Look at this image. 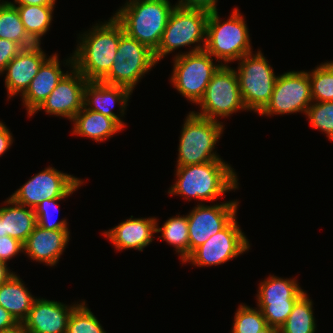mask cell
<instances>
[{
    "label": "cell",
    "mask_w": 333,
    "mask_h": 333,
    "mask_svg": "<svg viewBox=\"0 0 333 333\" xmlns=\"http://www.w3.org/2000/svg\"><path fill=\"white\" fill-rule=\"evenodd\" d=\"M209 13L203 9L175 6L169 16L161 42L154 52L156 62L181 47H189L190 50L185 51L186 54L204 50Z\"/></svg>",
    "instance_id": "obj_6"
},
{
    "label": "cell",
    "mask_w": 333,
    "mask_h": 333,
    "mask_svg": "<svg viewBox=\"0 0 333 333\" xmlns=\"http://www.w3.org/2000/svg\"><path fill=\"white\" fill-rule=\"evenodd\" d=\"M17 324L18 322L13 318V316L0 306V331L12 328Z\"/></svg>",
    "instance_id": "obj_39"
},
{
    "label": "cell",
    "mask_w": 333,
    "mask_h": 333,
    "mask_svg": "<svg viewBox=\"0 0 333 333\" xmlns=\"http://www.w3.org/2000/svg\"><path fill=\"white\" fill-rule=\"evenodd\" d=\"M239 201L229 200L210 205L198 204L187 214L189 256L212 235L224 229L236 216Z\"/></svg>",
    "instance_id": "obj_15"
},
{
    "label": "cell",
    "mask_w": 333,
    "mask_h": 333,
    "mask_svg": "<svg viewBox=\"0 0 333 333\" xmlns=\"http://www.w3.org/2000/svg\"><path fill=\"white\" fill-rule=\"evenodd\" d=\"M156 217L134 218L132 215L115 227L105 230L104 236L118 251L136 249L140 252L155 239Z\"/></svg>",
    "instance_id": "obj_22"
},
{
    "label": "cell",
    "mask_w": 333,
    "mask_h": 333,
    "mask_svg": "<svg viewBox=\"0 0 333 333\" xmlns=\"http://www.w3.org/2000/svg\"><path fill=\"white\" fill-rule=\"evenodd\" d=\"M157 64L152 50L124 33L110 71L100 81L126 87L133 93L138 82Z\"/></svg>",
    "instance_id": "obj_10"
},
{
    "label": "cell",
    "mask_w": 333,
    "mask_h": 333,
    "mask_svg": "<svg viewBox=\"0 0 333 333\" xmlns=\"http://www.w3.org/2000/svg\"><path fill=\"white\" fill-rule=\"evenodd\" d=\"M57 0H13L11 2L15 6L24 5H44V6H55Z\"/></svg>",
    "instance_id": "obj_40"
},
{
    "label": "cell",
    "mask_w": 333,
    "mask_h": 333,
    "mask_svg": "<svg viewBox=\"0 0 333 333\" xmlns=\"http://www.w3.org/2000/svg\"><path fill=\"white\" fill-rule=\"evenodd\" d=\"M159 219L156 220V233H161L159 239L165 240L166 243L172 245L176 251V254H179L182 262L189 257V232H188V219L187 215H180L179 213L176 216L168 218L162 225L159 227Z\"/></svg>",
    "instance_id": "obj_27"
},
{
    "label": "cell",
    "mask_w": 333,
    "mask_h": 333,
    "mask_svg": "<svg viewBox=\"0 0 333 333\" xmlns=\"http://www.w3.org/2000/svg\"><path fill=\"white\" fill-rule=\"evenodd\" d=\"M218 0H177L176 6L181 8L203 9L206 11H218Z\"/></svg>",
    "instance_id": "obj_37"
},
{
    "label": "cell",
    "mask_w": 333,
    "mask_h": 333,
    "mask_svg": "<svg viewBox=\"0 0 333 333\" xmlns=\"http://www.w3.org/2000/svg\"><path fill=\"white\" fill-rule=\"evenodd\" d=\"M80 302L67 305L38 297L22 322L24 330L26 333H66L69 316Z\"/></svg>",
    "instance_id": "obj_18"
},
{
    "label": "cell",
    "mask_w": 333,
    "mask_h": 333,
    "mask_svg": "<svg viewBox=\"0 0 333 333\" xmlns=\"http://www.w3.org/2000/svg\"><path fill=\"white\" fill-rule=\"evenodd\" d=\"M259 333H277V330L274 329L272 326L268 325L265 329H263Z\"/></svg>",
    "instance_id": "obj_43"
},
{
    "label": "cell",
    "mask_w": 333,
    "mask_h": 333,
    "mask_svg": "<svg viewBox=\"0 0 333 333\" xmlns=\"http://www.w3.org/2000/svg\"><path fill=\"white\" fill-rule=\"evenodd\" d=\"M62 63L64 64V67L66 65L69 68H72L73 55L70 54V57L63 61H60L57 53L50 55L30 82L29 87L20 96L23 103L22 105L27 110L28 117L50 95L60 79L68 72L61 69Z\"/></svg>",
    "instance_id": "obj_20"
},
{
    "label": "cell",
    "mask_w": 333,
    "mask_h": 333,
    "mask_svg": "<svg viewBox=\"0 0 333 333\" xmlns=\"http://www.w3.org/2000/svg\"><path fill=\"white\" fill-rule=\"evenodd\" d=\"M0 38L14 41L23 49L36 45L26 33L20 14L12 3L0 5Z\"/></svg>",
    "instance_id": "obj_29"
},
{
    "label": "cell",
    "mask_w": 333,
    "mask_h": 333,
    "mask_svg": "<svg viewBox=\"0 0 333 333\" xmlns=\"http://www.w3.org/2000/svg\"><path fill=\"white\" fill-rule=\"evenodd\" d=\"M73 122L72 135L86 137L97 143L108 141L124 129L115 119L99 112L83 108L70 121Z\"/></svg>",
    "instance_id": "obj_23"
},
{
    "label": "cell",
    "mask_w": 333,
    "mask_h": 333,
    "mask_svg": "<svg viewBox=\"0 0 333 333\" xmlns=\"http://www.w3.org/2000/svg\"><path fill=\"white\" fill-rule=\"evenodd\" d=\"M70 236V230H49L36 225L23 244V254L46 266H56L68 246Z\"/></svg>",
    "instance_id": "obj_21"
},
{
    "label": "cell",
    "mask_w": 333,
    "mask_h": 333,
    "mask_svg": "<svg viewBox=\"0 0 333 333\" xmlns=\"http://www.w3.org/2000/svg\"><path fill=\"white\" fill-rule=\"evenodd\" d=\"M186 115L180 131L176 165L187 166L223 160L214 150L226 129L223 122L198 116L192 111Z\"/></svg>",
    "instance_id": "obj_5"
},
{
    "label": "cell",
    "mask_w": 333,
    "mask_h": 333,
    "mask_svg": "<svg viewBox=\"0 0 333 333\" xmlns=\"http://www.w3.org/2000/svg\"><path fill=\"white\" fill-rule=\"evenodd\" d=\"M0 207L3 235H8L23 244L37 225L34 209L15 202L8 197Z\"/></svg>",
    "instance_id": "obj_24"
},
{
    "label": "cell",
    "mask_w": 333,
    "mask_h": 333,
    "mask_svg": "<svg viewBox=\"0 0 333 333\" xmlns=\"http://www.w3.org/2000/svg\"><path fill=\"white\" fill-rule=\"evenodd\" d=\"M68 69L50 95L29 117L44 110L48 115L71 121L83 108L84 88L88 80L74 66Z\"/></svg>",
    "instance_id": "obj_16"
},
{
    "label": "cell",
    "mask_w": 333,
    "mask_h": 333,
    "mask_svg": "<svg viewBox=\"0 0 333 333\" xmlns=\"http://www.w3.org/2000/svg\"><path fill=\"white\" fill-rule=\"evenodd\" d=\"M10 129L0 121V157L5 154L12 146L14 139Z\"/></svg>",
    "instance_id": "obj_38"
},
{
    "label": "cell",
    "mask_w": 333,
    "mask_h": 333,
    "mask_svg": "<svg viewBox=\"0 0 333 333\" xmlns=\"http://www.w3.org/2000/svg\"><path fill=\"white\" fill-rule=\"evenodd\" d=\"M305 116L312 128L319 129L333 142V101L312 102Z\"/></svg>",
    "instance_id": "obj_33"
},
{
    "label": "cell",
    "mask_w": 333,
    "mask_h": 333,
    "mask_svg": "<svg viewBox=\"0 0 333 333\" xmlns=\"http://www.w3.org/2000/svg\"><path fill=\"white\" fill-rule=\"evenodd\" d=\"M124 33L123 26L114 16L79 33L78 43L71 53L73 66L88 81H100L110 71Z\"/></svg>",
    "instance_id": "obj_2"
},
{
    "label": "cell",
    "mask_w": 333,
    "mask_h": 333,
    "mask_svg": "<svg viewBox=\"0 0 333 333\" xmlns=\"http://www.w3.org/2000/svg\"><path fill=\"white\" fill-rule=\"evenodd\" d=\"M233 321L230 333H259L268 326L262 311L245 303L237 307Z\"/></svg>",
    "instance_id": "obj_32"
},
{
    "label": "cell",
    "mask_w": 333,
    "mask_h": 333,
    "mask_svg": "<svg viewBox=\"0 0 333 333\" xmlns=\"http://www.w3.org/2000/svg\"><path fill=\"white\" fill-rule=\"evenodd\" d=\"M205 50L185 53L179 51L173 58L170 83L187 101L197 104L203 97L213 74L221 64Z\"/></svg>",
    "instance_id": "obj_8"
},
{
    "label": "cell",
    "mask_w": 333,
    "mask_h": 333,
    "mask_svg": "<svg viewBox=\"0 0 333 333\" xmlns=\"http://www.w3.org/2000/svg\"><path fill=\"white\" fill-rule=\"evenodd\" d=\"M8 3H11V1L0 0V5H4V4H8Z\"/></svg>",
    "instance_id": "obj_45"
},
{
    "label": "cell",
    "mask_w": 333,
    "mask_h": 333,
    "mask_svg": "<svg viewBox=\"0 0 333 333\" xmlns=\"http://www.w3.org/2000/svg\"><path fill=\"white\" fill-rule=\"evenodd\" d=\"M87 305L85 300H81L73 309L67 322L66 333H106Z\"/></svg>",
    "instance_id": "obj_31"
},
{
    "label": "cell",
    "mask_w": 333,
    "mask_h": 333,
    "mask_svg": "<svg viewBox=\"0 0 333 333\" xmlns=\"http://www.w3.org/2000/svg\"><path fill=\"white\" fill-rule=\"evenodd\" d=\"M64 198L68 197L43 200L37 207H35L34 212L37 225L49 230H69L68 219H66V217L61 220L54 218V216H57L60 211V205L58 202L64 200Z\"/></svg>",
    "instance_id": "obj_34"
},
{
    "label": "cell",
    "mask_w": 333,
    "mask_h": 333,
    "mask_svg": "<svg viewBox=\"0 0 333 333\" xmlns=\"http://www.w3.org/2000/svg\"><path fill=\"white\" fill-rule=\"evenodd\" d=\"M9 268L7 263L0 261V284L6 282L15 273Z\"/></svg>",
    "instance_id": "obj_41"
},
{
    "label": "cell",
    "mask_w": 333,
    "mask_h": 333,
    "mask_svg": "<svg viewBox=\"0 0 333 333\" xmlns=\"http://www.w3.org/2000/svg\"><path fill=\"white\" fill-rule=\"evenodd\" d=\"M312 102L308 70H291L278 75L271 100L259 115L272 117L297 112L306 115Z\"/></svg>",
    "instance_id": "obj_14"
},
{
    "label": "cell",
    "mask_w": 333,
    "mask_h": 333,
    "mask_svg": "<svg viewBox=\"0 0 333 333\" xmlns=\"http://www.w3.org/2000/svg\"><path fill=\"white\" fill-rule=\"evenodd\" d=\"M6 235H3V228H2V219L0 218V237H3Z\"/></svg>",
    "instance_id": "obj_44"
},
{
    "label": "cell",
    "mask_w": 333,
    "mask_h": 333,
    "mask_svg": "<svg viewBox=\"0 0 333 333\" xmlns=\"http://www.w3.org/2000/svg\"><path fill=\"white\" fill-rule=\"evenodd\" d=\"M238 60L235 69L241 96L248 111L258 113L265 109L271 100L274 85L278 76L267 61V57L258 49Z\"/></svg>",
    "instance_id": "obj_7"
},
{
    "label": "cell",
    "mask_w": 333,
    "mask_h": 333,
    "mask_svg": "<svg viewBox=\"0 0 333 333\" xmlns=\"http://www.w3.org/2000/svg\"><path fill=\"white\" fill-rule=\"evenodd\" d=\"M84 180L50 165L12 193L15 202L35 209L43 200L68 197L84 185Z\"/></svg>",
    "instance_id": "obj_12"
},
{
    "label": "cell",
    "mask_w": 333,
    "mask_h": 333,
    "mask_svg": "<svg viewBox=\"0 0 333 333\" xmlns=\"http://www.w3.org/2000/svg\"><path fill=\"white\" fill-rule=\"evenodd\" d=\"M175 183L168 188V195H181L185 200L217 201L229 191L239 189L235 169L224 160L203 164L176 166ZM204 201V202H203Z\"/></svg>",
    "instance_id": "obj_1"
},
{
    "label": "cell",
    "mask_w": 333,
    "mask_h": 333,
    "mask_svg": "<svg viewBox=\"0 0 333 333\" xmlns=\"http://www.w3.org/2000/svg\"><path fill=\"white\" fill-rule=\"evenodd\" d=\"M296 278H283L270 274L260 281L256 294L257 307L269 326L277 331L285 323L295 303L307 292Z\"/></svg>",
    "instance_id": "obj_11"
},
{
    "label": "cell",
    "mask_w": 333,
    "mask_h": 333,
    "mask_svg": "<svg viewBox=\"0 0 333 333\" xmlns=\"http://www.w3.org/2000/svg\"><path fill=\"white\" fill-rule=\"evenodd\" d=\"M237 216L220 232L197 247L183 264L196 267L218 266L250 249V241L237 222Z\"/></svg>",
    "instance_id": "obj_13"
},
{
    "label": "cell",
    "mask_w": 333,
    "mask_h": 333,
    "mask_svg": "<svg viewBox=\"0 0 333 333\" xmlns=\"http://www.w3.org/2000/svg\"><path fill=\"white\" fill-rule=\"evenodd\" d=\"M0 333H26V331L24 330L23 324L18 323L12 328L0 331Z\"/></svg>",
    "instance_id": "obj_42"
},
{
    "label": "cell",
    "mask_w": 333,
    "mask_h": 333,
    "mask_svg": "<svg viewBox=\"0 0 333 333\" xmlns=\"http://www.w3.org/2000/svg\"><path fill=\"white\" fill-rule=\"evenodd\" d=\"M313 102L333 101V61L308 71Z\"/></svg>",
    "instance_id": "obj_30"
},
{
    "label": "cell",
    "mask_w": 333,
    "mask_h": 333,
    "mask_svg": "<svg viewBox=\"0 0 333 333\" xmlns=\"http://www.w3.org/2000/svg\"><path fill=\"white\" fill-rule=\"evenodd\" d=\"M36 298L16 272L6 282L0 284V306L18 323L27 318Z\"/></svg>",
    "instance_id": "obj_25"
},
{
    "label": "cell",
    "mask_w": 333,
    "mask_h": 333,
    "mask_svg": "<svg viewBox=\"0 0 333 333\" xmlns=\"http://www.w3.org/2000/svg\"><path fill=\"white\" fill-rule=\"evenodd\" d=\"M132 92L123 86L108 85L101 81H88L84 88L83 106L95 112L115 119L123 128V121ZM119 105V114L113 112L115 105Z\"/></svg>",
    "instance_id": "obj_19"
},
{
    "label": "cell",
    "mask_w": 333,
    "mask_h": 333,
    "mask_svg": "<svg viewBox=\"0 0 333 333\" xmlns=\"http://www.w3.org/2000/svg\"><path fill=\"white\" fill-rule=\"evenodd\" d=\"M196 105L200 109L198 112L192 111L193 113L219 122L221 118H228L233 113L247 111L235 69L229 65H221Z\"/></svg>",
    "instance_id": "obj_9"
},
{
    "label": "cell",
    "mask_w": 333,
    "mask_h": 333,
    "mask_svg": "<svg viewBox=\"0 0 333 333\" xmlns=\"http://www.w3.org/2000/svg\"><path fill=\"white\" fill-rule=\"evenodd\" d=\"M245 17L236 7L227 20L218 11H211L207 21L204 50L221 65H228L250 54L252 43Z\"/></svg>",
    "instance_id": "obj_4"
},
{
    "label": "cell",
    "mask_w": 333,
    "mask_h": 333,
    "mask_svg": "<svg viewBox=\"0 0 333 333\" xmlns=\"http://www.w3.org/2000/svg\"><path fill=\"white\" fill-rule=\"evenodd\" d=\"M314 303L307 292L295 303L293 310L277 333H315L317 323Z\"/></svg>",
    "instance_id": "obj_28"
},
{
    "label": "cell",
    "mask_w": 333,
    "mask_h": 333,
    "mask_svg": "<svg viewBox=\"0 0 333 333\" xmlns=\"http://www.w3.org/2000/svg\"><path fill=\"white\" fill-rule=\"evenodd\" d=\"M23 48L14 41L0 38V75L5 70L7 64L22 50Z\"/></svg>",
    "instance_id": "obj_36"
},
{
    "label": "cell",
    "mask_w": 333,
    "mask_h": 333,
    "mask_svg": "<svg viewBox=\"0 0 333 333\" xmlns=\"http://www.w3.org/2000/svg\"><path fill=\"white\" fill-rule=\"evenodd\" d=\"M50 56L42 50L41 44L22 49L6 66L1 73L5 75V88L7 100L21 96L29 87L30 82L38 73L42 64Z\"/></svg>",
    "instance_id": "obj_17"
},
{
    "label": "cell",
    "mask_w": 333,
    "mask_h": 333,
    "mask_svg": "<svg viewBox=\"0 0 333 333\" xmlns=\"http://www.w3.org/2000/svg\"><path fill=\"white\" fill-rule=\"evenodd\" d=\"M175 6L169 0H126L113 16L129 37L155 52Z\"/></svg>",
    "instance_id": "obj_3"
},
{
    "label": "cell",
    "mask_w": 333,
    "mask_h": 333,
    "mask_svg": "<svg viewBox=\"0 0 333 333\" xmlns=\"http://www.w3.org/2000/svg\"><path fill=\"white\" fill-rule=\"evenodd\" d=\"M19 253H24L23 243L8 235L0 237V261L7 263Z\"/></svg>",
    "instance_id": "obj_35"
},
{
    "label": "cell",
    "mask_w": 333,
    "mask_h": 333,
    "mask_svg": "<svg viewBox=\"0 0 333 333\" xmlns=\"http://www.w3.org/2000/svg\"><path fill=\"white\" fill-rule=\"evenodd\" d=\"M16 8L28 36L36 44H41L42 37L52 25L55 6L24 5Z\"/></svg>",
    "instance_id": "obj_26"
}]
</instances>
